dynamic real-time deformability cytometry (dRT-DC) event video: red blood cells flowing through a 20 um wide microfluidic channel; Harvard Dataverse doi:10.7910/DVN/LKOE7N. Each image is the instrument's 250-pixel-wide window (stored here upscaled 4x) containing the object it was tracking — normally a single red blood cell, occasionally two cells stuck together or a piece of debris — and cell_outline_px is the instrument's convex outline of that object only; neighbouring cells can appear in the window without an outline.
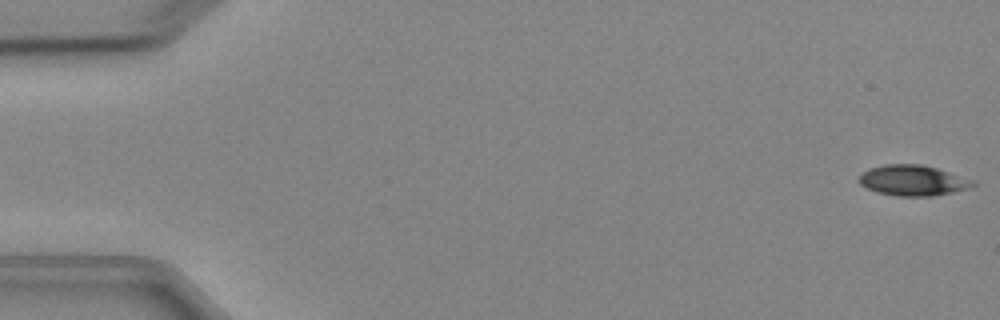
{"species": "Egyptian fruit bat (a non-hibernating species)", "species_latin": "Rousettus aegyptiacus", "temperature_condition": "cold", "stored_images_in_passage": 5, "segment_of_instrument_passage": [2, 2], "camera_frame_rate_fps": 3000, "um_per_image_px": 0.085, "animal": {"sex": "female"}, "frame": {"image": 1, "passage_image": 5, "time_ms": 4.667, "image_size_px": [1000, 320], "cell_outline_px": [[976, 184], [968, 188], [952, 192], [932, 196], [896, 196], [876, 192], [860, 184], [856, 180], [868, 168], [884, 164], [920, 164], [936, 168], [972, 180]], "centroid_in_image_um": [77.53, 15.34], "position_along_channel_um": 7.5, "area_um2": 20.11}}